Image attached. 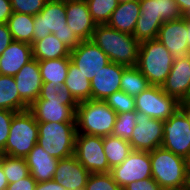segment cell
<instances>
[{
    "mask_svg": "<svg viewBox=\"0 0 190 190\" xmlns=\"http://www.w3.org/2000/svg\"><path fill=\"white\" fill-rule=\"evenodd\" d=\"M91 41L109 57L110 62L126 67L137 66L140 43L133 35L120 32L107 24H97Z\"/></svg>",
    "mask_w": 190,
    "mask_h": 190,
    "instance_id": "6da1fadb",
    "label": "cell"
},
{
    "mask_svg": "<svg viewBox=\"0 0 190 190\" xmlns=\"http://www.w3.org/2000/svg\"><path fill=\"white\" fill-rule=\"evenodd\" d=\"M50 34L70 50L81 42L66 23V0H48L40 13L34 16L33 43Z\"/></svg>",
    "mask_w": 190,
    "mask_h": 190,
    "instance_id": "7a4b0ae2",
    "label": "cell"
},
{
    "mask_svg": "<svg viewBox=\"0 0 190 190\" xmlns=\"http://www.w3.org/2000/svg\"><path fill=\"white\" fill-rule=\"evenodd\" d=\"M140 16L133 36L141 43L154 40L164 22L183 17L175 0H139Z\"/></svg>",
    "mask_w": 190,
    "mask_h": 190,
    "instance_id": "3957f363",
    "label": "cell"
},
{
    "mask_svg": "<svg viewBox=\"0 0 190 190\" xmlns=\"http://www.w3.org/2000/svg\"><path fill=\"white\" fill-rule=\"evenodd\" d=\"M152 178L163 190H183L186 181L187 159L164 149L150 151Z\"/></svg>",
    "mask_w": 190,
    "mask_h": 190,
    "instance_id": "277c9868",
    "label": "cell"
},
{
    "mask_svg": "<svg viewBox=\"0 0 190 190\" xmlns=\"http://www.w3.org/2000/svg\"><path fill=\"white\" fill-rule=\"evenodd\" d=\"M116 117L117 113L105 101L78 102L75 116L77 133L102 137L111 135Z\"/></svg>",
    "mask_w": 190,
    "mask_h": 190,
    "instance_id": "5b68a950",
    "label": "cell"
},
{
    "mask_svg": "<svg viewBox=\"0 0 190 190\" xmlns=\"http://www.w3.org/2000/svg\"><path fill=\"white\" fill-rule=\"evenodd\" d=\"M174 58L157 39L140 43L137 68L150 85L162 86L169 75Z\"/></svg>",
    "mask_w": 190,
    "mask_h": 190,
    "instance_id": "8992f818",
    "label": "cell"
},
{
    "mask_svg": "<svg viewBox=\"0 0 190 190\" xmlns=\"http://www.w3.org/2000/svg\"><path fill=\"white\" fill-rule=\"evenodd\" d=\"M40 145L52 157L65 159L74 155L76 122H38Z\"/></svg>",
    "mask_w": 190,
    "mask_h": 190,
    "instance_id": "52a82bcc",
    "label": "cell"
},
{
    "mask_svg": "<svg viewBox=\"0 0 190 190\" xmlns=\"http://www.w3.org/2000/svg\"><path fill=\"white\" fill-rule=\"evenodd\" d=\"M38 122L29 110L16 112L10 124L5 149L0 153L25 158L38 140Z\"/></svg>",
    "mask_w": 190,
    "mask_h": 190,
    "instance_id": "ba28073f",
    "label": "cell"
},
{
    "mask_svg": "<svg viewBox=\"0 0 190 190\" xmlns=\"http://www.w3.org/2000/svg\"><path fill=\"white\" fill-rule=\"evenodd\" d=\"M136 112H142L150 118L168 120L180 109V102L165 93L161 86L150 85L135 97Z\"/></svg>",
    "mask_w": 190,
    "mask_h": 190,
    "instance_id": "9c48e42d",
    "label": "cell"
},
{
    "mask_svg": "<svg viewBox=\"0 0 190 190\" xmlns=\"http://www.w3.org/2000/svg\"><path fill=\"white\" fill-rule=\"evenodd\" d=\"M161 147L186 159L190 156V120L181 108L163 121Z\"/></svg>",
    "mask_w": 190,
    "mask_h": 190,
    "instance_id": "30bf717a",
    "label": "cell"
},
{
    "mask_svg": "<svg viewBox=\"0 0 190 190\" xmlns=\"http://www.w3.org/2000/svg\"><path fill=\"white\" fill-rule=\"evenodd\" d=\"M74 156L90 173H110L102 136L77 133Z\"/></svg>",
    "mask_w": 190,
    "mask_h": 190,
    "instance_id": "8fae6325",
    "label": "cell"
},
{
    "mask_svg": "<svg viewBox=\"0 0 190 190\" xmlns=\"http://www.w3.org/2000/svg\"><path fill=\"white\" fill-rule=\"evenodd\" d=\"M110 174L122 189L131 182L152 178L150 153L132 150L121 164L111 168Z\"/></svg>",
    "mask_w": 190,
    "mask_h": 190,
    "instance_id": "7c38bea8",
    "label": "cell"
},
{
    "mask_svg": "<svg viewBox=\"0 0 190 190\" xmlns=\"http://www.w3.org/2000/svg\"><path fill=\"white\" fill-rule=\"evenodd\" d=\"M136 123L129 140L133 150L150 152L161 147L163 121L150 118L145 113L136 112Z\"/></svg>",
    "mask_w": 190,
    "mask_h": 190,
    "instance_id": "4fadbf2b",
    "label": "cell"
},
{
    "mask_svg": "<svg viewBox=\"0 0 190 190\" xmlns=\"http://www.w3.org/2000/svg\"><path fill=\"white\" fill-rule=\"evenodd\" d=\"M70 58L90 82L103 67L110 63L109 57L91 40L81 41L71 50Z\"/></svg>",
    "mask_w": 190,
    "mask_h": 190,
    "instance_id": "5bb4252c",
    "label": "cell"
},
{
    "mask_svg": "<svg viewBox=\"0 0 190 190\" xmlns=\"http://www.w3.org/2000/svg\"><path fill=\"white\" fill-rule=\"evenodd\" d=\"M156 39L165 46L174 59L190 54L187 17L164 22Z\"/></svg>",
    "mask_w": 190,
    "mask_h": 190,
    "instance_id": "9a60e30c",
    "label": "cell"
},
{
    "mask_svg": "<svg viewBox=\"0 0 190 190\" xmlns=\"http://www.w3.org/2000/svg\"><path fill=\"white\" fill-rule=\"evenodd\" d=\"M169 96L180 103L189 101L190 95V54L174 59L171 71L161 86Z\"/></svg>",
    "mask_w": 190,
    "mask_h": 190,
    "instance_id": "2e32d148",
    "label": "cell"
},
{
    "mask_svg": "<svg viewBox=\"0 0 190 190\" xmlns=\"http://www.w3.org/2000/svg\"><path fill=\"white\" fill-rule=\"evenodd\" d=\"M66 23L81 41L91 40L97 26L86 0H66Z\"/></svg>",
    "mask_w": 190,
    "mask_h": 190,
    "instance_id": "e0dca14e",
    "label": "cell"
},
{
    "mask_svg": "<svg viewBox=\"0 0 190 190\" xmlns=\"http://www.w3.org/2000/svg\"><path fill=\"white\" fill-rule=\"evenodd\" d=\"M126 66L110 62L91 80V100L105 101L120 90L121 77Z\"/></svg>",
    "mask_w": 190,
    "mask_h": 190,
    "instance_id": "ac0fdd59",
    "label": "cell"
},
{
    "mask_svg": "<svg viewBox=\"0 0 190 190\" xmlns=\"http://www.w3.org/2000/svg\"><path fill=\"white\" fill-rule=\"evenodd\" d=\"M19 96L30 106L35 102L42 87L41 72L38 60L33 58L14 76Z\"/></svg>",
    "mask_w": 190,
    "mask_h": 190,
    "instance_id": "d6986e66",
    "label": "cell"
},
{
    "mask_svg": "<svg viewBox=\"0 0 190 190\" xmlns=\"http://www.w3.org/2000/svg\"><path fill=\"white\" fill-rule=\"evenodd\" d=\"M90 172L73 155L60 159L53 180L66 190L85 189Z\"/></svg>",
    "mask_w": 190,
    "mask_h": 190,
    "instance_id": "ffe728a7",
    "label": "cell"
},
{
    "mask_svg": "<svg viewBox=\"0 0 190 190\" xmlns=\"http://www.w3.org/2000/svg\"><path fill=\"white\" fill-rule=\"evenodd\" d=\"M28 110L37 122H76V110L60 102L37 99Z\"/></svg>",
    "mask_w": 190,
    "mask_h": 190,
    "instance_id": "44dd1931",
    "label": "cell"
},
{
    "mask_svg": "<svg viewBox=\"0 0 190 190\" xmlns=\"http://www.w3.org/2000/svg\"><path fill=\"white\" fill-rule=\"evenodd\" d=\"M32 59V45L13 40L0 55V74L15 76Z\"/></svg>",
    "mask_w": 190,
    "mask_h": 190,
    "instance_id": "7402d4cb",
    "label": "cell"
},
{
    "mask_svg": "<svg viewBox=\"0 0 190 190\" xmlns=\"http://www.w3.org/2000/svg\"><path fill=\"white\" fill-rule=\"evenodd\" d=\"M25 159L30 175L37 183L53 179L59 160L48 154L40 145L36 143Z\"/></svg>",
    "mask_w": 190,
    "mask_h": 190,
    "instance_id": "603a6c76",
    "label": "cell"
},
{
    "mask_svg": "<svg viewBox=\"0 0 190 190\" xmlns=\"http://www.w3.org/2000/svg\"><path fill=\"white\" fill-rule=\"evenodd\" d=\"M139 16V0L120 3L112 12L107 25L120 32L133 35Z\"/></svg>",
    "mask_w": 190,
    "mask_h": 190,
    "instance_id": "cb8c5ba5",
    "label": "cell"
},
{
    "mask_svg": "<svg viewBox=\"0 0 190 190\" xmlns=\"http://www.w3.org/2000/svg\"><path fill=\"white\" fill-rule=\"evenodd\" d=\"M70 52L71 50L54 34L47 35L32 44L33 58L38 61L70 57Z\"/></svg>",
    "mask_w": 190,
    "mask_h": 190,
    "instance_id": "d4e9b609",
    "label": "cell"
},
{
    "mask_svg": "<svg viewBox=\"0 0 190 190\" xmlns=\"http://www.w3.org/2000/svg\"><path fill=\"white\" fill-rule=\"evenodd\" d=\"M29 105L19 96L14 76L0 74V109L21 112Z\"/></svg>",
    "mask_w": 190,
    "mask_h": 190,
    "instance_id": "484cf974",
    "label": "cell"
},
{
    "mask_svg": "<svg viewBox=\"0 0 190 190\" xmlns=\"http://www.w3.org/2000/svg\"><path fill=\"white\" fill-rule=\"evenodd\" d=\"M70 60V57H63L38 61L43 82L42 85H64Z\"/></svg>",
    "mask_w": 190,
    "mask_h": 190,
    "instance_id": "4316f807",
    "label": "cell"
},
{
    "mask_svg": "<svg viewBox=\"0 0 190 190\" xmlns=\"http://www.w3.org/2000/svg\"><path fill=\"white\" fill-rule=\"evenodd\" d=\"M64 86L77 102L91 100V82L71 60Z\"/></svg>",
    "mask_w": 190,
    "mask_h": 190,
    "instance_id": "83f0119b",
    "label": "cell"
},
{
    "mask_svg": "<svg viewBox=\"0 0 190 190\" xmlns=\"http://www.w3.org/2000/svg\"><path fill=\"white\" fill-rule=\"evenodd\" d=\"M12 39L33 44L34 16L13 12L7 21Z\"/></svg>",
    "mask_w": 190,
    "mask_h": 190,
    "instance_id": "f1b7e54d",
    "label": "cell"
},
{
    "mask_svg": "<svg viewBox=\"0 0 190 190\" xmlns=\"http://www.w3.org/2000/svg\"><path fill=\"white\" fill-rule=\"evenodd\" d=\"M103 147L110 168L121 164L133 150L129 141L112 135L103 136Z\"/></svg>",
    "mask_w": 190,
    "mask_h": 190,
    "instance_id": "f546056e",
    "label": "cell"
},
{
    "mask_svg": "<svg viewBox=\"0 0 190 190\" xmlns=\"http://www.w3.org/2000/svg\"><path fill=\"white\" fill-rule=\"evenodd\" d=\"M150 86L147 78L134 67H126L123 70L121 77L120 90L124 91L131 97H136L142 91H145Z\"/></svg>",
    "mask_w": 190,
    "mask_h": 190,
    "instance_id": "4dcf8cb0",
    "label": "cell"
},
{
    "mask_svg": "<svg viewBox=\"0 0 190 190\" xmlns=\"http://www.w3.org/2000/svg\"><path fill=\"white\" fill-rule=\"evenodd\" d=\"M0 164L9 184L30 175L25 158L0 154Z\"/></svg>",
    "mask_w": 190,
    "mask_h": 190,
    "instance_id": "1f68e13d",
    "label": "cell"
},
{
    "mask_svg": "<svg viewBox=\"0 0 190 190\" xmlns=\"http://www.w3.org/2000/svg\"><path fill=\"white\" fill-rule=\"evenodd\" d=\"M38 99L60 102V104L72 106L75 110L78 106V102L64 85H42Z\"/></svg>",
    "mask_w": 190,
    "mask_h": 190,
    "instance_id": "d6a6232c",
    "label": "cell"
},
{
    "mask_svg": "<svg viewBox=\"0 0 190 190\" xmlns=\"http://www.w3.org/2000/svg\"><path fill=\"white\" fill-rule=\"evenodd\" d=\"M89 12L96 24H107L118 6L117 0H86Z\"/></svg>",
    "mask_w": 190,
    "mask_h": 190,
    "instance_id": "836d02e7",
    "label": "cell"
},
{
    "mask_svg": "<svg viewBox=\"0 0 190 190\" xmlns=\"http://www.w3.org/2000/svg\"><path fill=\"white\" fill-rule=\"evenodd\" d=\"M136 125V111L117 114L111 135L129 141Z\"/></svg>",
    "mask_w": 190,
    "mask_h": 190,
    "instance_id": "e575fe53",
    "label": "cell"
},
{
    "mask_svg": "<svg viewBox=\"0 0 190 190\" xmlns=\"http://www.w3.org/2000/svg\"><path fill=\"white\" fill-rule=\"evenodd\" d=\"M106 104L117 114L136 111L135 98L122 90L111 94L106 100Z\"/></svg>",
    "mask_w": 190,
    "mask_h": 190,
    "instance_id": "d590c367",
    "label": "cell"
},
{
    "mask_svg": "<svg viewBox=\"0 0 190 190\" xmlns=\"http://www.w3.org/2000/svg\"><path fill=\"white\" fill-rule=\"evenodd\" d=\"M84 190H123L110 173H90Z\"/></svg>",
    "mask_w": 190,
    "mask_h": 190,
    "instance_id": "8d00e7d4",
    "label": "cell"
},
{
    "mask_svg": "<svg viewBox=\"0 0 190 190\" xmlns=\"http://www.w3.org/2000/svg\"><path fill=\"white\" fill-rule=\"evenodd\" d=\"M12 11L29 15H37L48 0H10Z\"/></svg>",
    "mask_w": 190,
    "mask_h": 190,
    "instance_id": "74e56055",
    "label": "cell"
},
{
    "mask_svg": "<svg viewBox=\"0 0 190 190\" xmlns=\"http://www.w3.org/2000/svg\"><path fill=\"white\" fill-rule=\"evenodd\" d=\"M15 111L0 109V153L5 149Z\"/></svg>",
    "mask_w": 190,
    "mask_h": 190,
    "instance_id": "f35d334b",
    "label": "cell"
},
{
    "mask_svg": "<svg viewBox=\"0 0 190 190\" xmlns=\"http://www.w3.org/2000/svg\"><path fill=\"white\" fill-rule=\"evenodd\" d=\"M123 190H163V189L153 178H146L143 180L129 183Z\"/></svg>",
    "mask_w": 190,
    "mask_h": 190,
    "instance_id": "ab89813d",
    "label": "cell"
},
{
    "mask_svg": "<svg viewBox=\"0 0 190 190\" xmlns=\"http://www.w3.org/2000/svg\"><path fill=\"white\" fill-rule=\"evenodd\" d=\"M36 185V180L29 175L17 182L8 184L7 190H35Z\"/></svg>",
    "mask_w": 190,
    "mask_h": 190,
    "instance_id": "60d3db41",
    "label": "cell"
},
{
    "mask_svg": "<svg viewBox=\"0 0 190 190\" xmlns=\"http://www.w3.org/2000/svg\"><path fill=\"white\" fill-rule=\"evenodd\" d=\"M13 41L7 23L0 24V55Z\"/></svg>",
    "mask_w": 190,
    "mask_h": 190,
    "instance_id": "b9f144b4",
    "label": "cell"
},
{
    "mask_svg": "<svg viewBox=\"0 0 190 190\" xmlns=\"http://www.w3.org/2000/svg\"><path fill=\"white\" fill-rule=\"evenodd\" d=\"M13 11L10 0H0V24L7 23Z\"/></svg>",
    "mask_w": 190,
    "mask_h": 190,
    "instance_id": "7bdbcfd3",
    "label": "cell"
},
{
    "mask_svg": "<svg viewBox=\"0 0 190 190\" xmlns=\"http://www.w3.org/2000/svg\"><path fill=\"white\" fill-rule=\"evenodd\" d=\"M35 190H66V189L52 179L46 182L37 183Z\"/></svg>",
    "mask_w": 190,
    "mask_h": 190,
    "instance_id": "ee69618b",
    "label": "cell"
},
{
    "mask_svg": "<svg viewBox=\"0 0 190 190\" xmlns=\"http://www.w3.org/2000/svg\"><path fill=\"white\" fill-rule=\"evenodd\" d=\"M183 16L190 12V0H175Z\"/></svg>",
    "mask_w": 190,
    "mask_h": 190,
    "instance_id": "f6af8a7d",
    "label": "cell"
},
{
    "mask_svg": "<svg viewBox=\"0 0 190 190\" xmlns=\"http://www.w3.org/2000/svg\"><path fill=\"white\" fill-rule=\"evenodd\" d=\"M8 184L9 183L0 164V190H7Z\"/></svg>",
    "mask_w": 190,
    "mask_h": 190,
    "instance_id": "bcb514c9",
    "label": "cell"
},
{
    "mask_svg": "<svg viewBox=\"0 0 190 190\" xmlns=\"http://www.w3.org/2000/svg\"><path fill=\"white\" fill-rule=\"evenodd\" d=\"M180 108L186 113L190 120V101H184L180 103Z\"/></svg>",
    "mask_w": 190,
    "mask_h": 190,
    "instance_id": "7dc6e473",
    "label": "cell"
},
{
    "mask_svg": "<svg viewBox=\"0 0 190 190\" xmlns=\"http://www.w3.org/2000/svg\"><path fill=\"white\" fill-rule=\"evenodd\" d=\"M183 190H190V166H187L186 170V181Z\"/></svg>",
    "mask_w": 190,
    "mask_h": 190,
    "instance_id": "c3c4849f",
    "label": "cell"
},
{
    "mask_svg": "<svg viewBox=\"0 0 190 190\" xmlns=\"http://www.w3.org/2000/svg\"><path fill=\"white\" fill-rule=\"evenodd\" d=\"M188 44L190 47V20L187 18Z\"/></svg>",
    "mask_w": 190,
    "mask_h": 190,
    "instance_id": "681fc988",
    "label": "cell"
},
{
    "mask_svg": "<svg viewBox=\"0 0 190 190\" xmlns=\"http://www.w3.org/2000/svg\"><path fill=\"white\" fill-rule=\"evenodd\" d=\"M129 1H137V0H117V3H125V2H129Z\"/></svg>",
    "mask_w": 190,
    "mask_h": 190,
    "instance_id": "f907efd6",
    "label": "cell"
},
{
    "mask_svg": "<svg viewBox=\"0 0 190 190\" xmlns=\"http://www.w3.org/2000/svg\"><path fill=\"white\" fill-rule=\"evenodd\" d=\"M187 166H190V156L187 158Z\"/></svg>",
    "mask_w": 190,
    "mask_h": 190,
    "instance_id": "816d5d0a",
    "label": "cell"
},
{
    "mask_svg": "<svg viewBox=\"0 0 190 190\" xmlns=\"http://www.w3.org/2000/svg\"><path fill=\"white\" fill-rule=\"evenodd\" d=\"M186 17L190 20V12H189V14Z\"/></svg>",
    "mask_w": 190,
    "mask_h": 190,
    "instance_id": "f5cc1de1",
    "label": "cell"
}]
</instances>
